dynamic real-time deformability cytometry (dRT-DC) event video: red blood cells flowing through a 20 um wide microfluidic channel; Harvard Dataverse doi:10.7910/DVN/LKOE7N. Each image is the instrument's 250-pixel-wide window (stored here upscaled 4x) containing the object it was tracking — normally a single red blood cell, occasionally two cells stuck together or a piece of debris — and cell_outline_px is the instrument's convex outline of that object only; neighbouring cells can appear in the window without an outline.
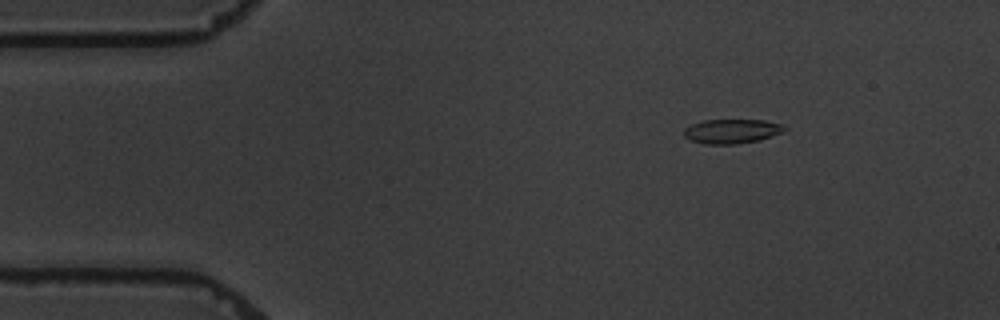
{"species": "common noctule bat (a hibernating species)", "species_latin": "Nyctalus noctula", "temperature_condition": "warm", "stored_images_in_passage": 9, "camera_frame_rate_fps": 3000, "um_per_image_px": 0.085, "animal": {"sex": "male", "body_mass_g": 19.5, "forearm_length_mm": 54.6}, "frame": {"image": 1, "passage_image": 3, "time_ms": 2.333, "image_size_px": [1000, 320], "cell_outline_px": [[788, 128], [784, 132], [760, 140], [736, 144], [704, 144], [692, 140], [684, 136], [684, 128], [692, 124], [704, 120], [764, 120], [784, 124]], "centroid_in_image_um": [62.25, 11.15], "position_along_channel_um": 22.7, "area_um2": 14.39}}
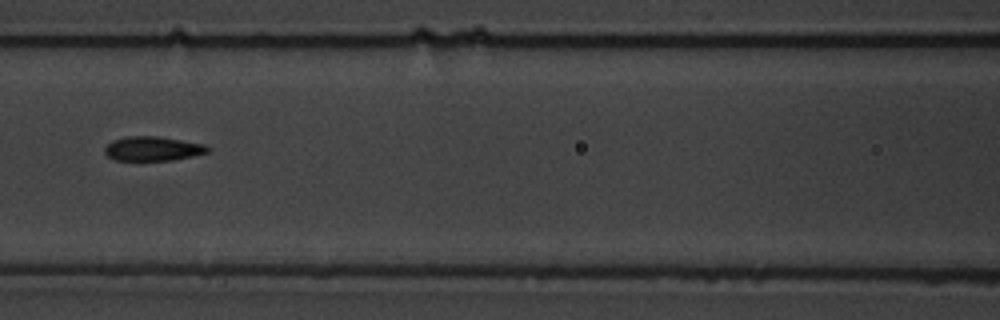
{"frame": {"image": 2, "passage_image": 8, "time_ms": 8.0, "image_size_px": [1000, 320], "cell_outline_px": [[212, 148], [208, 152], [192, 156], [172, 160], [112, 160], [104, 152], [104, 148], [112, 140], [124, 136], [160, 136], [204, 144]], "centroid_in_image_um": [12.97, 12.63], "position_along_channel_um": 153.6, "area_um2": 14.74}}
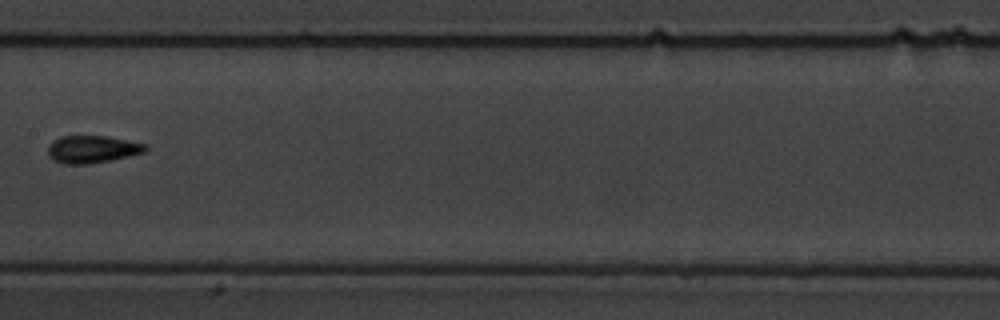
{"frame": {"image": 3, "passage_image": 9, "time_ms": 9.333, "image_size_px": [1000, 320], "cell_outline_px": [[148, 152], [112, 160], [88, 164], [64, 164], [48, 156], [48, 148], [52, 140], [60, 136], [104, 136], [144, 144], [148, 148]], "centroid_in_image_um": [7.84, 12.69], "position_along_channel_um": 199.6, "area_um2": 15.55}}